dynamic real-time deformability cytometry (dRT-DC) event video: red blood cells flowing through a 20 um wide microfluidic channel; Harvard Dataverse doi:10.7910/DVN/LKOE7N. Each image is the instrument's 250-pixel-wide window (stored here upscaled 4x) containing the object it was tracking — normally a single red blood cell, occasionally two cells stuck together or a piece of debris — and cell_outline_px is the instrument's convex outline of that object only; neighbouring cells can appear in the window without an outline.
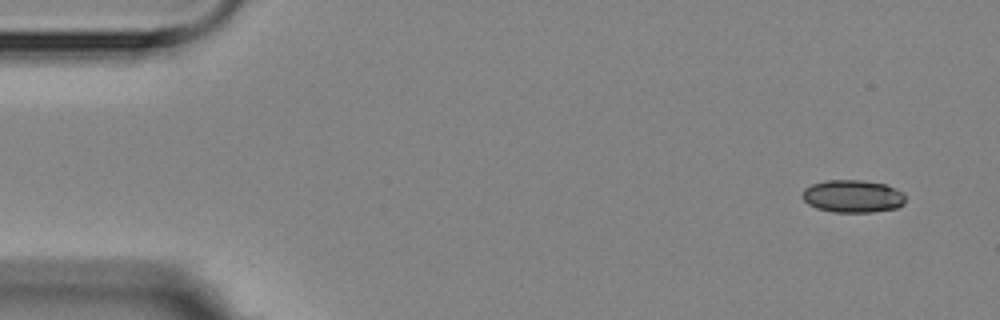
{"species": "Egyptian fruit bat (a non-hibernating species)", "species_latin": "Rousettus aegyptiacus", "temperature_condition": "room temperature", "stored_images_in_passage": 8, "camera_frame_rate_fps": 3000, "um_per_image_px": 0.085, "animal": {"sex": "female"}, "frame": {"image": 1, "passage_image": 1, "time_ms": 0.0, "image_size_px": [1000, 320], "cell_outline_px": [[904, 204], [896, 208], [872, 212], [832, 212], [816, 208], [808, 204], [800, 196], [804, 188], [812, 184], [828, 180], [860, 180], [884, 184], [896, 188], [904, 192]], "centroid_in_image_um": [72.46, 16.68], "position_along_channel_um": 12.5, "area_um2": 19.71}}
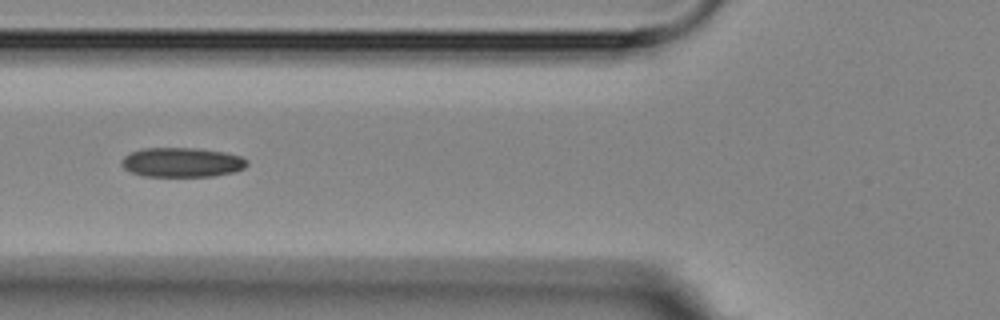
{"frame": {"image": 2, "passage_image": 6, "time_ms": 5.667, "image_size_px": [1000, 320], "cell_outline_px": [[248, 164], [244, 168], [232, 172], [212, 176], [144, 176], [132, 172], [124, 168], [120, 164], [120, 160], [124, 156], [132, 152], [144, 148], [196, 148], [224, 152], [240, 156], [248, 160]], "centroid_in_image_um": [15.45, 13.79], "position_along_channel_um": 110.3, "area_um2": 21.5}}
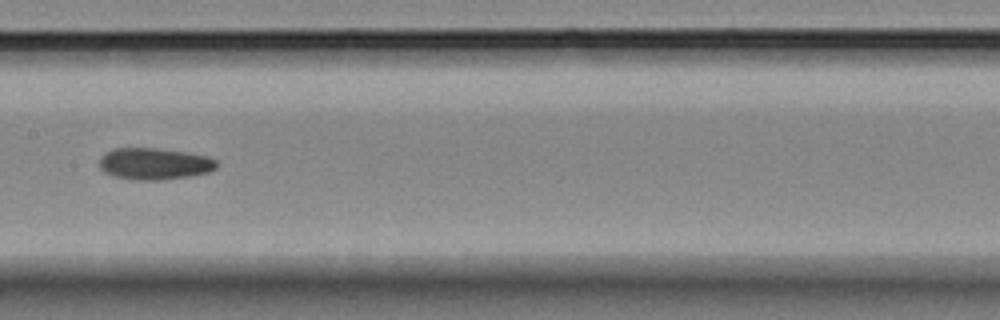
{"frame": {"image": 3, "passage_image": 8, "time_ms": 8.0, "image_size_px": [1000, 320], "cell_outline_px": [[216, 168], [208, 172], [188, 176], [160, 180], [132, 180], [112, 176], [104, 172], [100, 168], [100, 156], [104, 152], [112, 148], [156, 148], [188, 152], [208, 156], [216, 160]], "centroid_in_image_um": [13.08, 13.91], "position_along_channel_um": 194.3, "area_um2": 21.85}}